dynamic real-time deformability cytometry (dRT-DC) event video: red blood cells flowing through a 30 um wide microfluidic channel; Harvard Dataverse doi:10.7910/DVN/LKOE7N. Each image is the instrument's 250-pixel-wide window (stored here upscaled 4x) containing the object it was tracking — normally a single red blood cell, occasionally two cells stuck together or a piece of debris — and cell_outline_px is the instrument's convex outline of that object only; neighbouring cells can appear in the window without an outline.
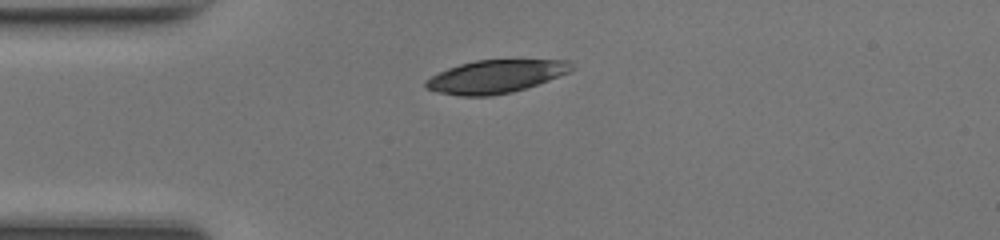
{"species": "common noctule bat (a hibernating species)", "species_latin": "Nyctalus noctula", "temperature_condition": "room temperature", "stored_images_in_passage": 30, "camera_frame_rate_fps": 3000, "um_per_image_px": 0.085, "animal": {"sex": "female", "body_mass_g": 17.0, "forearm_length_mm": 48.0}, "frame": {"image": 1, "passage_image": 1, "time_ms": 0.0, "image_size_px": [1000, 240], "cell_outline_px": [[576, 68], [568, 72], [548, 80], [512, 92], [492, 96], [460, 96], [436, 92], [424, 88], [424, 80], [448, 68], [460, 64], [476, 60], [568, 60]], "centroid_in_image_um": [42.09, 6.51], "position_along_channel_um": 42.9, "area_um2": 27.98}}
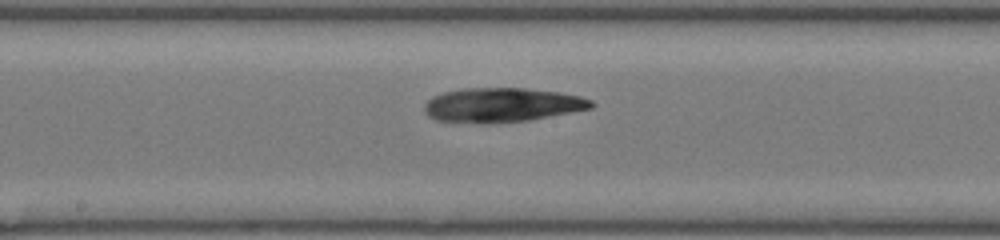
{"frame": {"image": 2, "passage_image": 14, "time_ms": 4.333, "image_size_px": [1000, 240], "cell_outline_px": [[596, 104], [592, 108], [528, 120], [488, 124], [484, 124], [436, 120], [428, 116], [424, 112], [424, 104], [432, 96], [444, 92], [464, 88], [524, 88], [556, 92], [580, 96], [592, 100]], "centroid_in_image_um": [42.63, 8.93], "position_along_channel_um": 205.6, "area_um2": 33.41}}
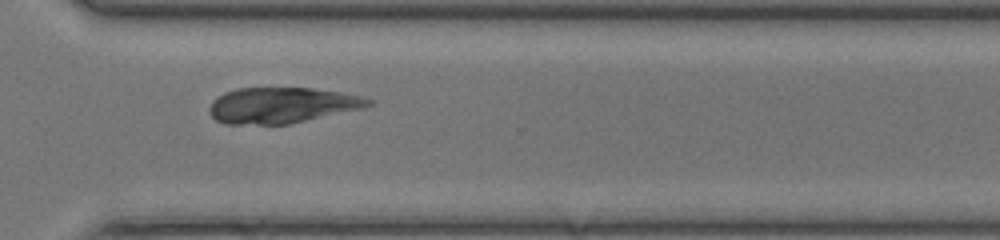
{"frame": {"image": 3, "passage_image": 24, "time_ms": 7.667, "image_size_px": [1000, 240], "cell_outline_px": [[376, 104], [364, 108], [288, 124], [224, 124], [216, 120], [208, 112], [208, 108], [212, 100], [216, 96], [224, 92], [236, 88], [312, 88], [340, 92], [360, 96], [372, 100]], "centroid_in_image_um": [23.93, 8.94], "position_along_channel_um": 346.7, "area_um2": 33.35}}